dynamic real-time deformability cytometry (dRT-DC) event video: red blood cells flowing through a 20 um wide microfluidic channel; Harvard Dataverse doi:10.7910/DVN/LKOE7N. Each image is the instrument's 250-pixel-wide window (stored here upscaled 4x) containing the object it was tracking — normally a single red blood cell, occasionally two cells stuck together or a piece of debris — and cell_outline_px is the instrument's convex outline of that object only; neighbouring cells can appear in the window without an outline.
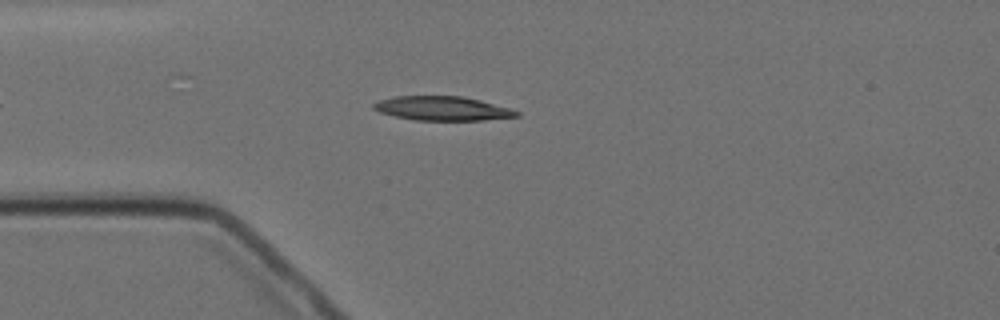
{"species": "Egyptian fruit bat (a non-hibernating species)", "species_latin": "Rousettus aegyptiacus", "temperature_condition": "cold", "stored_images_in_passage": 4, "camera_frame_rate_fps": 3000, "um_per_image_px": 0.085, "animal": {"sex": "female"}, "frame": {"image": 1, "passage_image": 3, "time_ms": 2.333, "image_size_px": [1000, 320], "cell_outline_px": [[520, 116], [484, 120], [416, 120], [396, 116], [380, 112], [372, 108], [372, 104], [380, 100], [396, 96], [464, 96], [480, 100], [508, 108], [520, 112]], "centroid_in_image_um": [37.61, 9.21], "position_along_channel_um": 47.4, "area_um2": 19.94}}